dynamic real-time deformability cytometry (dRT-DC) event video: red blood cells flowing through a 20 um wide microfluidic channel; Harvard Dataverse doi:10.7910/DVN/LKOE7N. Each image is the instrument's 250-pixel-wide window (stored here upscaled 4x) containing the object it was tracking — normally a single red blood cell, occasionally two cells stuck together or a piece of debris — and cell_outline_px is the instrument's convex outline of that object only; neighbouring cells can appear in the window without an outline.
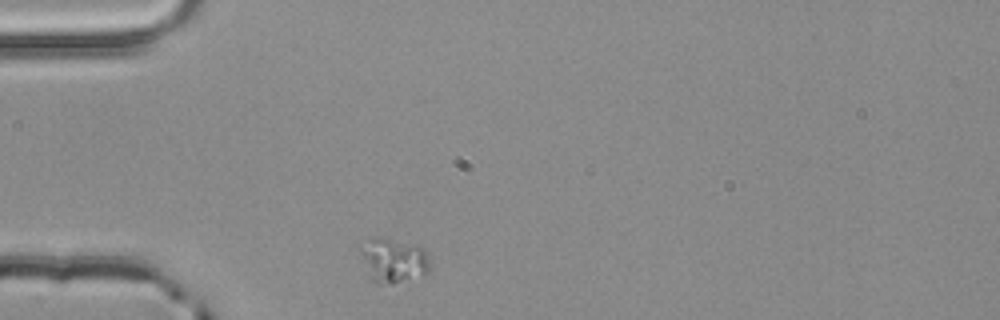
{"species": "common noctule bat (a hibernating species)", "species_latin": "Nyctalus noctula", "temperature_condition": "room temperature", "stored_images_in_passage": 1, "camera_frame_rate_fps": 3000, "um_per_image_px": 0.085, "animal": {"sex": "male", "body_mass_g": 20.4}, "frame": {"image": 1, "passage_image": 1, "time_ms": 0.0, "image_size_px": [1000, 320], "cell_outline_px": [[432, 268], [428, 272], [392, 284], [376, 284], [368, 276], [360, 256], [356, 244], [372, 236], [376, 236], [420, 244], [424, 248], [432, 264]], "centroid_in_image_um": [33.38, 22.07], "position_along_channel_um": 51.6, "area_um2": 18.96}}